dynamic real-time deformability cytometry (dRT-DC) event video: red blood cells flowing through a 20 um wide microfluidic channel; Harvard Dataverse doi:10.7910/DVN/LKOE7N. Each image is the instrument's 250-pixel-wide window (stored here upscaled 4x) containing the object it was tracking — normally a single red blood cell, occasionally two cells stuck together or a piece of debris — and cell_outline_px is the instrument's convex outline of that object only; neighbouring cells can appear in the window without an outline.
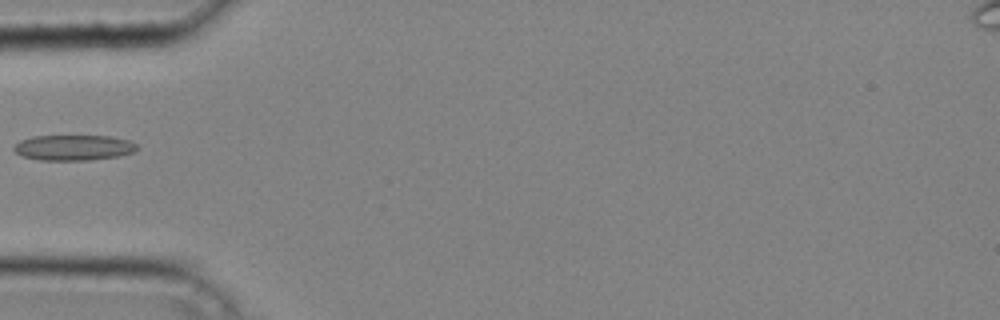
{"species": "common noctule bat (a hibernating species)", "species_latin": "Nyctalus noctula", "temperature_condition": "cold", "stored_images_in_passage": 26, "camera_frame_rate_fps": 3000, "um_per_image_px": 0.085, "animal": {"sex": "male", "body_mass_g": 20.4}, "frame": {"image": 1, "passage_image": 1, "time_ms": 0.0, "image_size_px": [1000, 320], "cell_outline_px": [[140, 148], [136, 152], [120, 156], [92, 160], [40, 160], [20, 156], [12, 148], [20, 140], [32, 136], [108, 136], [128, 140], [136, 144]], "centroid_in_image_um": [6.28, 12.55], "position_along_channel_um": 78.7, "area_um2": 18.5}}
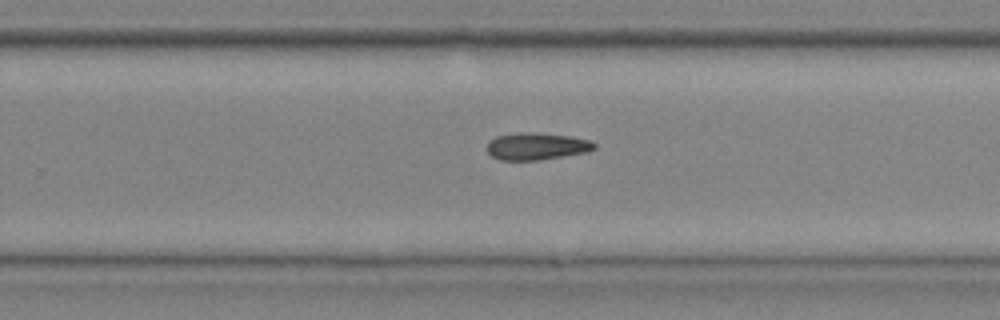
{"frame": {"image": 2, "passage_image": 14, "time_ms": 4.333, "image_size_px": [1000, 320], "cell_outline_px": [[596, 148], [588, 152], [536, 160], [500, 160], [492, 156], [488, 152], [488, 140], [496, 136], [520, 132], [528, 132], [568, 136], [588, 140], [596, 144]], "centroid_in_image_um": [45.59, 12.43], "position_along_channel_um": 284.2, "area_um2": 16.76}}
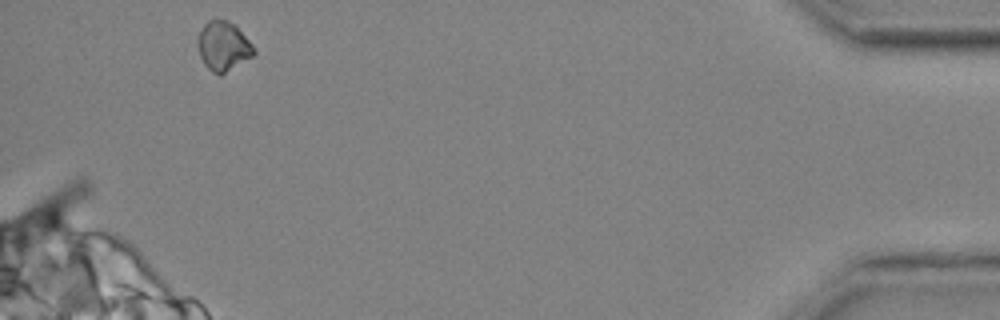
{"frame": {"image": 3, "passage_image": 26, "time_ms": 8.333, "image_size_px": [1000, 320], "cell_outline_px": [[256, 52], [252, 56], [220, 76], [212, 72], [204, 64], [200, 56], [196, 44], [196, 40], [204, 24], [208, 20], [216, 16], [228, 20], [256, 48]], "centroid_in_image_um": [18.94, 3.9], "position_along_channel_um": 416.3, "area_um2": 16.24}}